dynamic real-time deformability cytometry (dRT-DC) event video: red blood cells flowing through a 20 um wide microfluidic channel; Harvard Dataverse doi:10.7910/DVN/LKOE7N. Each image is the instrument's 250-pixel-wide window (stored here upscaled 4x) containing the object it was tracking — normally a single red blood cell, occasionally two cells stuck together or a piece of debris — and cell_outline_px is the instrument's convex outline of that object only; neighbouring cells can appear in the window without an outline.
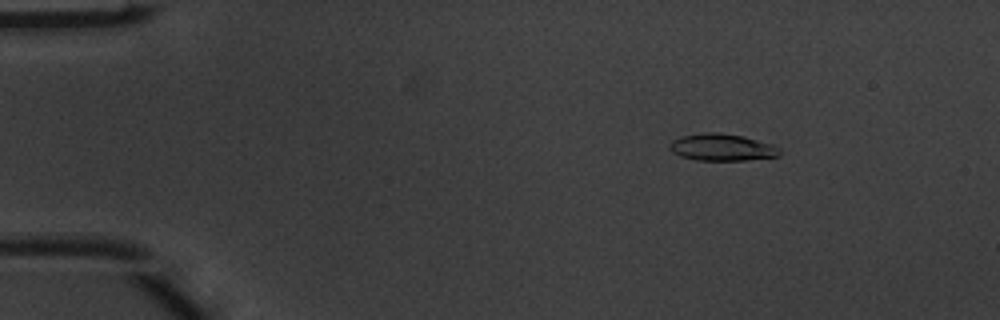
{"species": "common noctule bat (a hibernating species)", "species_latin": "Nyctalus noctula", "temperature_condition": "warm", "stored_images_in_passage": 3, "camera_frame_rate_fps": 3000, "um_per_image_px": 0.085, "animal": {"sex": "male", "body_mass_g": 20.1, "forearm_length_mm": 53.5}, "frame": {"image": 1, "passage_image": 1, "time_ms": 0.0, "image_size_px": [1000, 320], "cell_outline_px": [[780, 156], [744, 160], [696, 160], [680, 156], [672, 152], [668, 148], [668, 144], [672, 140], [680, 136], [704, 132], [720, 132], [744, 136], [772, 144], [780, 148]], "centroid_in_image_um": [61.34, 12.51], "position_along_channel_um": 23.7, "area_um2": 17.51}}